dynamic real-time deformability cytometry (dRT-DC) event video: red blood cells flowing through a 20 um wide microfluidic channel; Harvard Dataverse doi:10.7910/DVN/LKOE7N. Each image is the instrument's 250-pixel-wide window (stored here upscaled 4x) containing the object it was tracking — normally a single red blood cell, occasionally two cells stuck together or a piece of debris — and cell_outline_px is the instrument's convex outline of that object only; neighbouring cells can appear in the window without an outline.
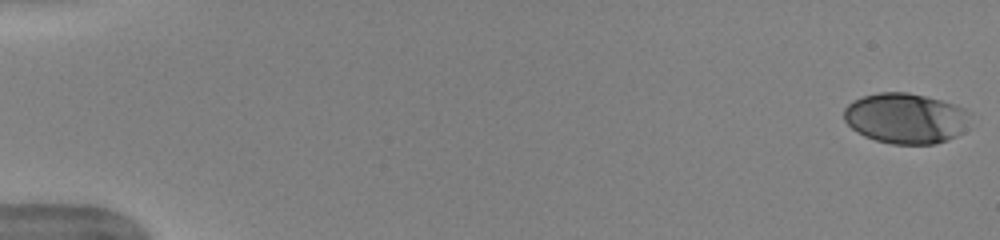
{"species": "human", "species_latin": "Homo sapiens", "temperature_condition": "warm", "stored_images_in_passage": 52, "camera_frame_rate_fps": 3000, "um_per_image_px": 0.085, "donor": {"sex": "female"}, "frame": {"image": 1, "passage_image": 1, "time_ms": 0.0, "image_size_px": [1000, 240], "cell_outline_px": [[964, 112], [960, 132], [956, 136], [948, 140], [936, 144], [892, 144], [876, 140], [864, 136], [852, 128], [844, 120], [844, 108], [852, 100], [864, 96], [880, 92], [908, 92], [940, 100], [964, 108]], "centroid_in_image_um": [76.85, 10.05], "position_along_channel_um": 8.1, "area_um2": 36.24}}
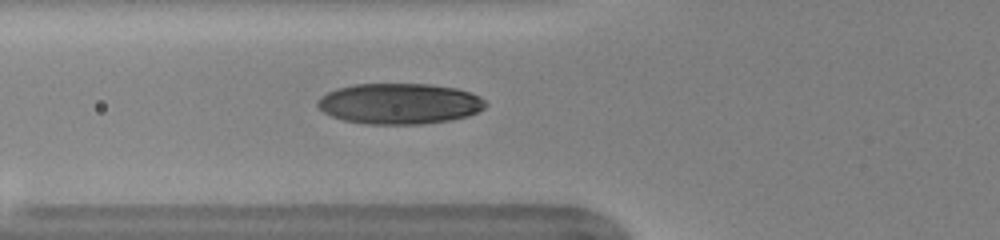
{"frame": {"image": 2, "passage_image": 20, "time_ms": 6.333, "image_size_px": [1000, 240], "cell_outline_px": [[488, 104], [484, 108], [468, 116], [452, 120], [424, 124], [364, 124], [344, 120], [332, 116], [324, 112], [316, 104], [316, 100], [320, 96], [336, 88], [356, 84], [432, 84], [456, 88], [480, 96]], "centroid_in_image_um": [33.95, 8.81], "position_along_channel_um": 91.8, "area_um2": 40.11}}
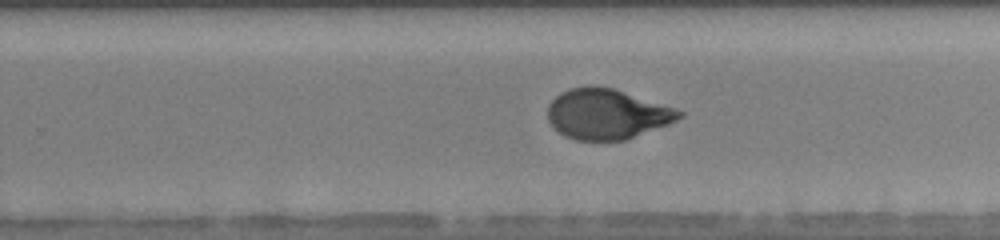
{"frame": {"image": 3, "passage_image": 34, "time_ms": 11.0, "image_size_px": [1000, 240], "cell_outline_px": [[684, 116], [668, 124], [624, 140], [576, 140], [564, 136], [552, 128], [548, 120], [548, 104], [560, 92], [568, 88], [588, 84], [592, 84], [612, 88], [676, 108], [684, 112]], "centroid_in_image_um": [51.54, 9.67], "position_along_channel_um": 278.3, "area_um2": 38.73}, "authors_computed_cell_mechanics": {"area_um2": 38.6971, "velocity_mm_per_s": 3.9894, "shape_relaxation_time_tau1_ms": 4.0184, "shape_relaxation_time_tau2_ms": 0.8513, "deformation_change_tau1": 0.1906, "deformation_change_tau2": 0.0586}}